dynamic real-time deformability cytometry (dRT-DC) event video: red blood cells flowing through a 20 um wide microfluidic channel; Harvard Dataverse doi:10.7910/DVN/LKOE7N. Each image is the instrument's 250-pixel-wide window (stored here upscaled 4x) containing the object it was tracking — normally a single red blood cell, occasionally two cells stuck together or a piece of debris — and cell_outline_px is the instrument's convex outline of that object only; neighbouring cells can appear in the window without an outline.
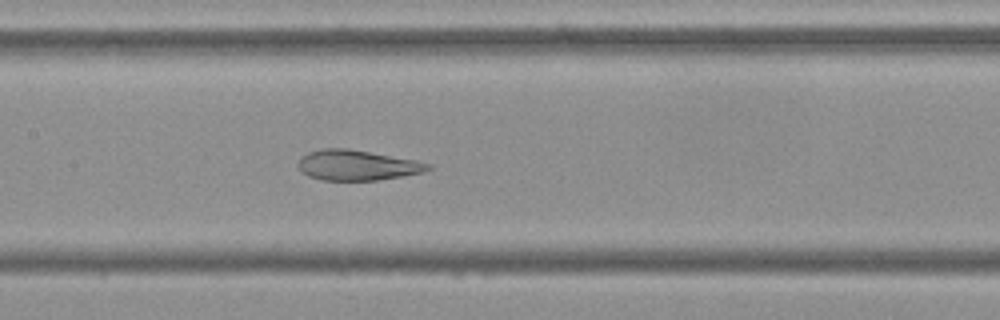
{"species": "Egyptian fruit bat (a non-hibernating species)", "species_latin": "Rousettus aegyptiacus", "temperature_condition": "cold", "stored_images_in_passage": 54, "camera_frame_rate_fps": 3000, "um_per_image_px": 0.085, "frame": {"image": 1, "passage_image": 26, "time_ms": 8.333, "image_size_px": [1000, 320], "cell_outline_px": [[432, 168], [424, 172], [376, 180], [320, 180], [308, 176], [296, 164], [300, 156], [308, 152], [320, 148], [348, 148], [416, 160], [432, 164]], "centroid_in_image_um": [30.33, 14.03], "position_along_channel_um": 177.1, "area_um2": 23.0}}
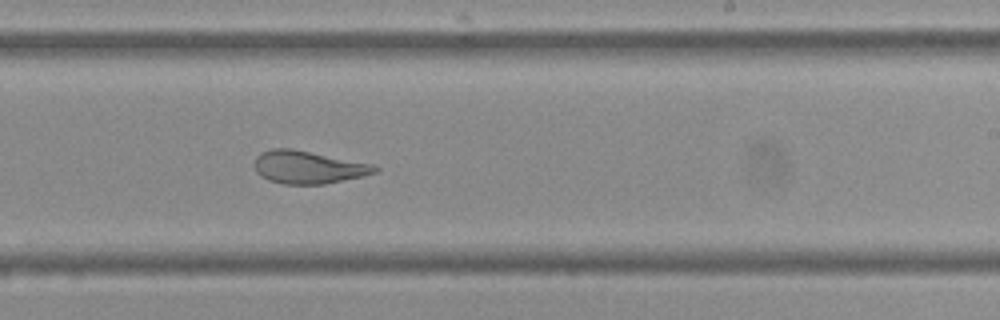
{"frame": {"image": 2, "passage_image": 33, "time_ms": 10.667, "image_size_px": [1000, 320], "cell_outline_px": [[380, 168], [376, 172], [364, 176], [324, 184], [284, 184], [268, 180], [260, 176], [256, 172], [252, 164], [256, 156], [260, 152], [272, 148], [292, 148], [372, 164]], "centroid_in_image_um": [26.14, 14.21], "position_along_channel_um": 262.9, "area_um2": 23.18}}
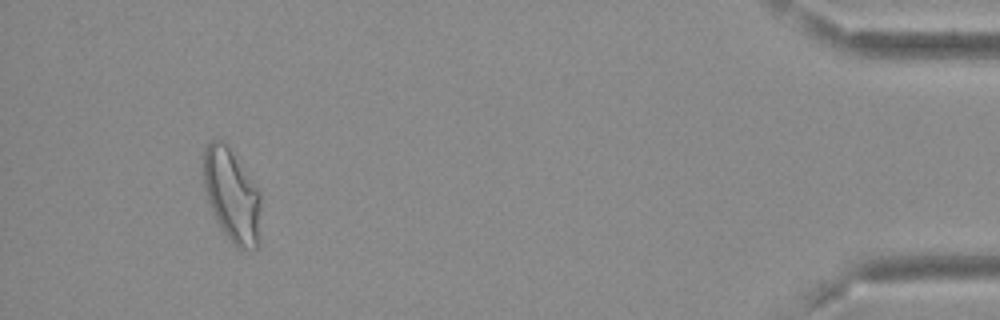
{"frame": {"image": 3, "passage_image": 51, "time_ms": 16.667, "image_size_px": [1000, 320], "cell_outline_px": [[260, 208], [256, 248], [236, 248], [232, 244], [220, 228], [216, 220], [208, 200], [204, 188], [204, 148], [208, 140], [224, 140], [260, 192]], "centroid_in_image_um": [19.67, 16.58], "position_along_channel_um": 415.5, "area_um2": 30.69}, "authors_computed_cell_mechanics": {"area_um2": 28.1197, "velocity_mm_per_s": 3.6867, "shape_relaxation_time_tau1_ms": null, "shape_relaxation_time_tau2_ms": 1.1987, "deformation_change_tau1": null, "deformation_change_tau2": 0.0816}}